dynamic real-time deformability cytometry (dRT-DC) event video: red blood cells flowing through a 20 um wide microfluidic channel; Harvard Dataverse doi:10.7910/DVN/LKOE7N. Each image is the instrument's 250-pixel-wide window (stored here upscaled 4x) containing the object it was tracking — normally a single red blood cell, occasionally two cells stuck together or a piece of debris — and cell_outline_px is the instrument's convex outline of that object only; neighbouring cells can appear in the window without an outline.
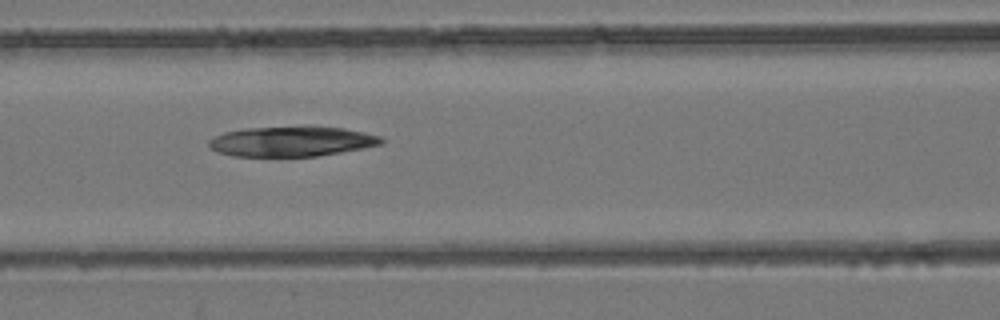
{"species": "common noctule bat (a hibernating species)", "species_latin": "Nyctalus noctula", "temperature_condition": "room temperature", "stored_images_in_passage": 7, "camera_frame_rate_fps": 3000, "um_per_image_px": 0.085, "animal": {"sex": "female", "body_mass_g": 24.6, "forearm_length_mm": 56.2}, "frame": {"image": 1, "passage_image": 7, "time_ms": 6.667, "image_size_px": [1000, 320], "cell_outline_px": [[384, 144], [340, 152], [316, 156], [232, 156], [220, 152], [212, 148], [208, 144], [208, 140], [224, 132], [244, 128], [308, 124], [344, 128], [364, 132], [380, 136], [384, 140]], "centroid_in_image_um": [24.82, 11.98], "position_along_channel_um": 141.8, "area_um2": 30.87}}